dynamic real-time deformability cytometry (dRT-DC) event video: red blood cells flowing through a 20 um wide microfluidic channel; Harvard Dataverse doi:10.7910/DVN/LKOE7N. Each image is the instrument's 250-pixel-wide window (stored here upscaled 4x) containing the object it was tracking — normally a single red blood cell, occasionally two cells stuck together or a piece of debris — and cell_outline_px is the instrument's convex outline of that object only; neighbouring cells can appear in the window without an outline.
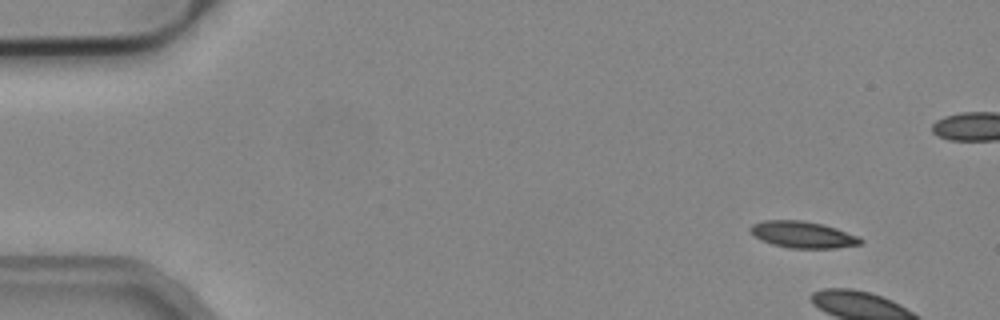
{"species": "common noctule bat (a hibernating species)", "species_latin": "Nyctalus noctula", "temperature_condition": "cold", "stored_images_in_passage": 5, "camera_frame_rate_fps": 3000, "um_per_image_px": 0.085, "animal": {"sex": "male", "body_mass_g": 19.2, "forearm_length_mm": 51.8}, "frame": {"image": 1, "passage_image": 1, "time_ms": 0.0, "image_size_px": [1000, 320], "cell_outline_px": [[864, 240], [860, 244], [836, 248], [788, 248], [772, 244], [756, 236], [748, 228], [752, 224], [764, 220], [800, 220], [824, 224], [860, 236]], "centroid_in_image_um": [68.28, 19.94], "position_along_channel_um": 16.7, "area_um2": 17.05}}
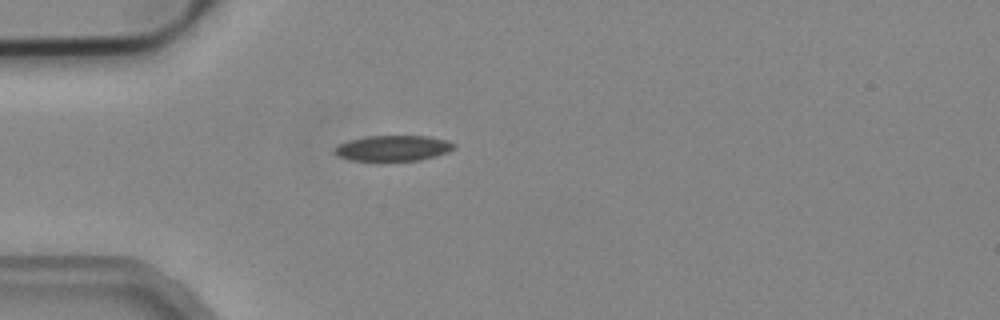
{"frame": {"image": 2, "passage_image": 5, "time_ms": 1.333, "image_size_px": [1000, 320], "cell_outline_px": [[456, 148], [448, 152], [436, 156], [420, 160], [348, 160], [336, 156], [332, 152], [340, 144], [348, 140], [364, 136], [428, 136], [448, 140], [456, 144]], "centroid_in_image_um": [33.42, 12.59], "position_along_channel_um": 51.6, "area_um2": 17.92}}